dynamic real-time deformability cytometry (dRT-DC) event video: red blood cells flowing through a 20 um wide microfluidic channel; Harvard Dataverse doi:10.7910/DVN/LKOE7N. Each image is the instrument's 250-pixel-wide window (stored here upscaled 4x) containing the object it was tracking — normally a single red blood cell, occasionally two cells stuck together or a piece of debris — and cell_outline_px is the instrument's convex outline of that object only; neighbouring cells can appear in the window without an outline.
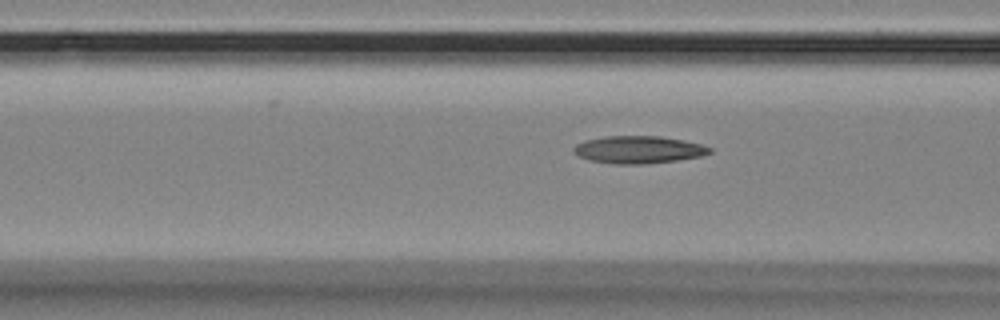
{"species": "Egyptian fruit bat (a non-hibernating species)", "species_latin": "Rousettus aegyptiacus", "temperature_condition": "room temperature", "stored_images_in_passage": 36, "camera_frame_rate_fps": 3000, "um_per_image_px": 0.085, "animal": {"sex": "female"}, "frame": {"image": 1, "passage_image": 9, "time_ms": 2.667, "image_size_px": [1000, 320], "cell_outline_px": [[712, 152], [700, 156], [676, 160], [644, 164], [612, 164], [588, 160], [572, 152], [572, 148], [576, 144], [584, 140], [604, 136], [660, 136], [684, 140], [700, 144], [712, 148]], "centroid_in_image_um": [54.23, 12.72], "position_along_channel_um": 112.4, "area_um2": 21.85}}
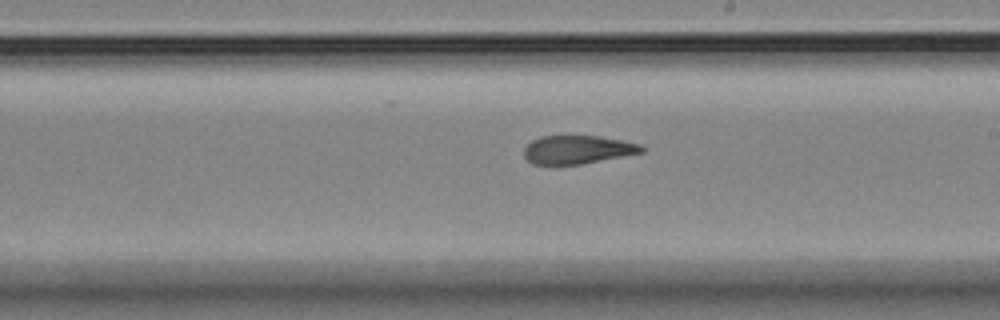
{"frame": {"image": 2, "passage_image": 20, "time_ms": 6.333, "image_size_px": [1000, 320], "cell_outline_px": [[644, 152], [580, 164], [532, 164], [524, 156], [524, 148], [532, 140], [540, 136], [600, 136], [640, 144], [644, 148]], "centroid_in_image_um": [49.07, 12.71], "position_along_channel_um": 239.9, "area_um2": 19.25}}
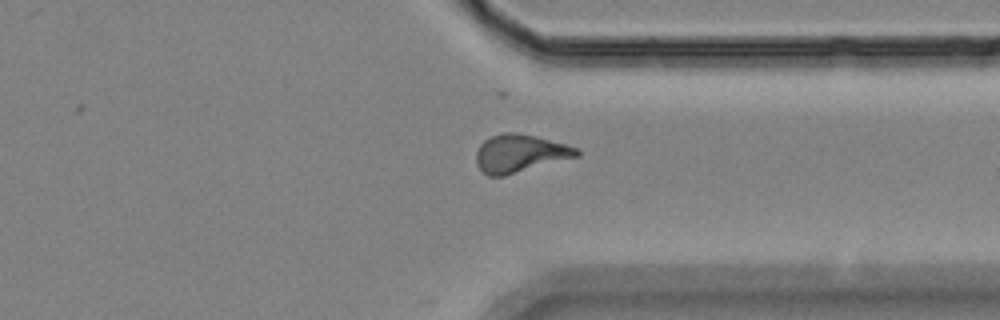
{"frame": {"image": 3, "passage_image": 31, "time_ms": 10.0, "image_size_px": [1000, 320], "cell_outline_px": [[580, 156], [504, 176], [488, 176], [476, 164], [476, 152], [480, 144], [484, 140], [492, 136], [504, 132], [512, 132], [536, 136], [580, 148]], "centroid_in_image_um": [44.21, 13.04], "position_along_channel_um": 367.2, "area_um2": 22.25}, "authors_computed_cell_mechanics": {"area_um2": 21.0392, "velocity_mm_per_s": 3.4734, "shape_relaxation_time_tau1_ms": null, "shape_relaxation_time_tau2_ms": 2.8693, "deformation_change_tau1": null, "deformation_change_tau2": 0.1124}}